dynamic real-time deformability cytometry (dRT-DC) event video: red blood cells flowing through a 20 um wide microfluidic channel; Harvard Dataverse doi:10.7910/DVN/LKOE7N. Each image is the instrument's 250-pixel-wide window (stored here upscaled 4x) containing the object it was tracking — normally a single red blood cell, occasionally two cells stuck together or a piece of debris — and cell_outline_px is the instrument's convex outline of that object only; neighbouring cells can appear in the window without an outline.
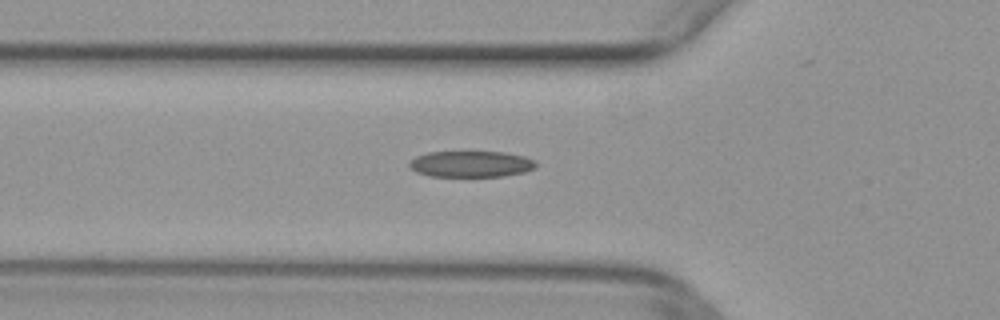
{"species": "common noctule bat (a hibernating species)", "species_latin": "Nyctalus noctula", "temperature_condition": "warm", "stored_images_in_passage": 30, "camera_frame_rate_fps": 3000, "um_per_image_px": 0.085, "animal": {"sex": "female", "body_mass_g": 29.2, "forearm_length_mm": 56.3}, "frame": {"image": 1, "passage_image": 2, "time_ms": 0.333, "image_size_px": [1000, 320], "cell_outline_px": [[536, 168], [524, 172], [500, 176], [432, 176], [416, 172], [408, 164], [416, 156], [428, 152], [504, 152], [524, 156], [536, 160]], "centroid_in_image_um": [40.06, 13.93], "position_along_channel_um": 85.7, "area_um2": 19.19}}
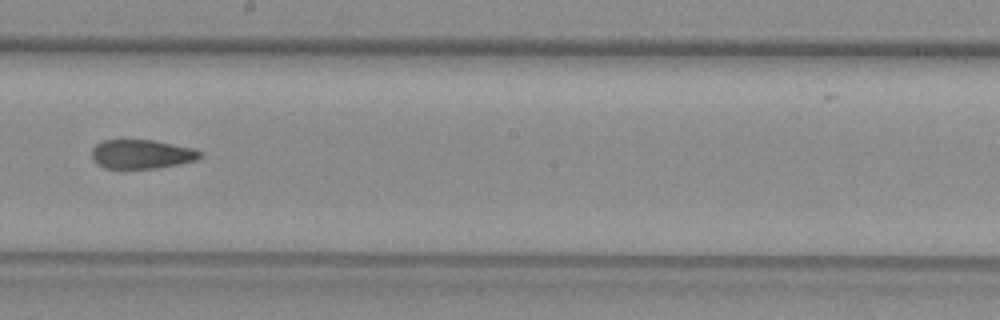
{"frame": {"image": 2, "passage_image": 13, "time_ms": 4.0, "image_size_px": [1000, 320], "cell_outline_px": [[200, 156], [196, 160], [180, 164], [160, 168], [104, 168], [96, 164], [92, 160], [92, 148], [96, 144], [104, 140], [152, 140], [192, 148], [200, 152]], "centroid_in_image_um": [11.99, 13.11], "position_along_channel_um": 236.2, "area_um2": 18.26}}
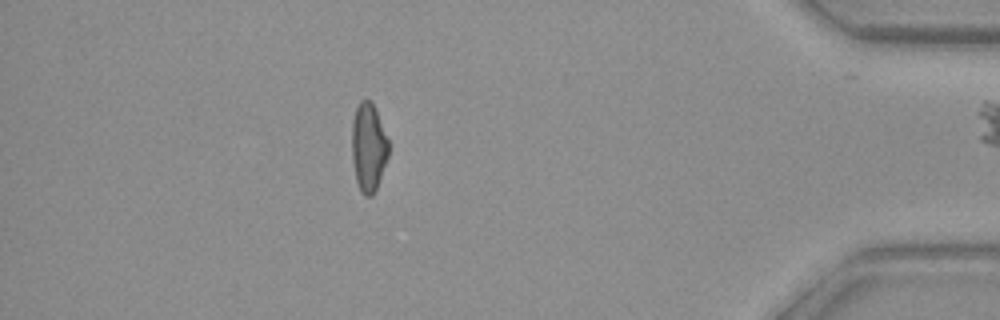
{"frame": {"image": 3, "passage_image": 29, "time_ms": 9.333, "image_size_px": [1000, 320], "cell_outline_px": [[388, 156], [376, 188], [372, 196], [364, 196], [360, 192], [356, 180], [352, 160], [352, 120], [356, 108], [360, 100], [372, 100], [376, 108], [388, 140]], "centroid_in_image_um": [31.31, 12.49], "position_along_channel_um": 403.9, "area_um2": 18.96}}